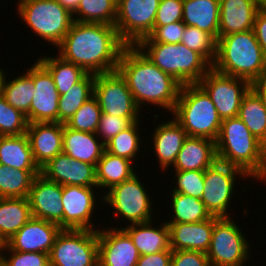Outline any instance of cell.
Instances as JSON below:
<instances>
[{
	"label": "cell",
	"instance_id": "28",
	"mask_svg": "<svg viewBox=\"0 0 266 266\" xmlns=\"http://www.w3.org/2000/svg\"><path fill=\"white\" fill-rule=\"evenodd\" d=\"M219 17V0H183V23L209 33L216 41Z\"/></svg>",
	"mask_w": 266,
	"mask_h": 266
},
{
	"label": "cell",
	"instance_id": "25",
	"mask_svg": "<svg viewBox=\"0 0 266 266\" xmlns=\"http://www.w3.org/2000/svg\"><path fill=\"white\" fill-rule=\"evenodd\" d=\"M187 137L186 131L174 118L158 124L152 135L155 151L151 152H156L161 170L166 171L168 166L174 165L178 152Z\"/></svg>",
	"mask_w": 266,
	"mask_h": 266
},
{
	"label": "cell",
	"instance_id": "10",
	"mask_svg": "<svg viewBox=\"0 0 266 266\" xmlns=\"http://www.w3.org/2000/svg\"><path fill=\"white\" fill-rule=\"evenodd\" d=\"M160 0H117L115 27L126 45H136L153 30Z\"/></svg>",
	"mask_w": 266,
	"mask_h": 266
},
{
	"label": "cell",
	"instance_id": "2",
	"mask_svg": "<svg viewBox=\"0 0 266 266\" xmlns=\"http://www.w3.org/2000/svg\"><path fill=\"white\" fill-rule=\"evenodd\" d=\"M117 71L126 80L140 110L145 102L173 112L182 85L154 65L136 45L125 46Z\"/></svg>",
	"mask_w": 266,
	"mask_h": 266
},
{
	"label": "cell",
	"instance_id": "36",
	"mask_svg": "<svg viewBox=\"0 0 266 266\" xmlns=\"http://www.w3.org/2000/svg\"><path fill=\"white\" fill-rule=\"evenodd\" d=\"M52 75L60 95L79 82L87 73L78 65L58 57H44L38 60Z\"/></svg>",
	"mask_w": 266,
	"mask_h": 266
},
{
	"label": "cell",
	"instance_id": "50",
	"mask_svg": "<svg viewBox=\"0 0 266 266\" xmlns=\"http://www.w3.org/2000/svg\"><path fill=\"white\" fill-rule=\"evenodd\" d=\"M172 250L142 255L136 266H171Z\"/></svg>",
	"mask_w": 266,
	"mask_h": 266
},
{
	"label": "cell",
	"instance_id": "42",
	"mask_svg": "<svg viewBox=\"0 0 266 266\" xmlns=\"http://www.w3.org/2000/svg\"><path fill=\"white\" fill-rule=\"evenodd\" d=\"M26 115L12 107L0 94V136L26 134Z\"/></svg>",
	"mask_w": 266,
	"mask_h": 266
},
{
	"label": "cell",
	"instance_id": "39",
	"mask_svg": "<svg viewBox=\"0 0 266 266\" xmlns=\"http://www.w3.org/2000/svg\"><path fill=\"white\" fill-rule=\"evenodd\" d=\"M138 121L133 122L129 127L114 136L105 144V151L114 156L124 157L133 161L140 151V137L138 136Z\"/></svg>",
	"mask_w": 266,
	"mask_h": 266
},
{
	"label": "cell",
	"instance_id": "47",
	"mask_svg": "<svg viewBox=\"0 0 266 266\" xmlns=\"http://www.w3.org/2000/svg\"><path fill=\"white\" fill-rule=\"evenodd\" d=\"M183 0H160L154 26L182 21Z\"/></svg>",
	"mask_w": 266,
	"mask_h": 266
},
{
	"label": "cell",
	"instance_id": "35",
	"mask_svg": "<svg viewBox=\"0 0 266 266\" xmlns=\"http://www.w3.org/2000/svg\"><path fill=\"white\" fill-rule=\"evenodd\" d=\"M238 117L259 141L266 135V109L252 88L242 98Z\"/></svg>",
	"mask_w": 266,
	"mask_h": 266
},
{
	"label": "cell",
	"instance_id": "54",
	"mask_svg": "<svg viewBox=\"0 0 266 266\" xmlns=\"http://www.w3.org/2000/svg\"><path fill=\"white\" fill-rule=\"evenodd\" d=\"M5 70H2V68H0V94H1V88H2V82H3V79L4 77H6L5 73L4 72Z\"/></svg>",
	"mask_w": 266,
	"mask_h": 266
},
{
	"label": "cell",
	"instance_id": "53",
	"mask_svg": "<svg viewBox=\"0 0 266 266\" xmlns=\"http://www.w3.org/2000/svg\"><path fill=\"white\" fill-rule=\"evenodd\" d=\"M62 7L72 15L77 11L80 0H56Z\"/></svg>",
	"mask_w": 266,
	"mask_h": 266
},
{
	"label": "cell",
	"instance_id": "38",
	"mask_svg": "<svg viewBox=\"0 0 266 266\" xmlns=\"http://www.w3.org/2000/svg\"><path fill=\"white\" fill-rule=\"evenodd\" d=\"M73 15L78 22L115 25L117 0H80Z\"/></svg>",
	"mask_w": 266,
	"mask_h": 266
},
{
	"label": "cell",
	"instance_id": "9",
	"mask_svg": "<svg viewBox=\"0 0 266 266\" xmlns=\"http://www.w3.org/2000/svg\"><path fill=\"white\" fill-rule=\"evenodd\" d=\"M249 245L231 217L218 218L206 253L210 266H243L249 258Z\"/></svg>",
	"mask_w": 266,
	"mask_h": 266
},
{
	"label": "cell",
	"instance_id": "17",
	"mask_svg": "<svg viewBox=\"0 0 266 266\" xmlns=\"http://www.w3.org/2000/svg\"><path fill=\"white\" fill-rule=\"evenodd\" d=\"M27 198L34 218L57 223L63 229L62 185L39 174Z\"/></svg>",
	"mask_w": 266,
	"mask_h": 266
},
{
	"label": "cell",
	"instance_id": "37",
	"mask_svg": "<svg viewBox=\"0 0 266 266\" xmlns=\"http://www.w3.org/2000/svg\"><path fill=\"white\" fill-rule=\"evenodd\" d=\"M171 195L174 216L166 223H197L212 217L201 199L178 192Z\"/></svg>",
	"mask_w": 266,
	"mask_h": 266
},
{
	"label": "cell",
	"instance_id": "45",
	"mask_svg": "<svg viewBox=\"0 0 266 266\" xmlns=\"http://www.w3.org/2000/svg\"><path fill=\"white\" fill-rule=\"evenodd\" d=\"M185 26L183 21L173 22L163 26H154L152 32L138 43L178 44L182 40Z\"/></svg>",
	"mask_w": 266,
	"mask_h": 266
},
{
	"label": "cell",
	"instance_id": "14",
	"mask_svg": "<svg viewBox=\"0 0 266 266\" xmlns=\"http://www.w3.org/2000/svg\"><path fill=\"white\" fill-rule=\"evenodd\" d=\"M198 84L210 96L222 120L238 116L242 98L251 88L247 80L221 74L213 68Z\"/></svg>",
	"mask_w": 266,
	"mask_h": 266
},
{
	"label": "cell",
	"instance_id": "33",
	"mask_svg": "<svg viewBox=\"0 0 266 266\" xmlns=\"http://www.w3.org/2000/svg\"><path fill=\"white\" fill-rule=\"evenodd\" d=\"M95 75L87 73L79 82L60 95L58 102V122L65 124L75 112L93 96Z\"/></svg>",
	"mask_w": 266,
	"mask_h": 266
},
{
	"label": "cell",
	"instance_id": "7",
	"mask_svg": "<svg viewBox=\"0 0 266 266\" xmlns=\"http://www.w3.org/2000/svg\"><path fill=\"white\" fill-rule=\"evenodd\" d=\"M18 1V14L25 24L57 47L71 28L74 16L56 0Z\"/></svg>",
	"mask_w": 266,
	"mask_h": 266
},
{
	"label": "cell",
	"instance_id": "31",
	"mask_svg": "<svg viewBox=\"0 0 266 266\" xmlns=\"http://www.w3.org/2000/svg\"><path fill=\"white\" fill-rule=\"evenodd\" d=\"M132 162L104 151L96 165L97 189L104 187L110 190L115 185L132 178L137 173L133 170Z\"/></svg>",
	"mask_w": 266,
	"mask_h": 266
},
{
	"label": "cell",
	"instance_id": "20",
	"mask_svg": "<svg viewBox=\"0 0 266 266\" xmlns=\"http://www.w3.org/2000/svg\"><path fill=\"white\" fill-rule=\"evenodd\" d=\"M62 228L54 222L32 217L5 244L18 252L50 253Z\"/></svg>",
	"mask_w": 266,
	"mask_h": 266
},
{
	"label": "cell",
	"instance_id": "6",
	"mask_svg": "<svg viewBox=\"0 0 266 266\" xmlns=\"http://www.w3.org/2000/svg\"><path fill=\"white\" fill-rule=\"evenodd\" d=\"M215 145L218 161L243 170L249 177L258 169L260 141L238 116L222 120Z\"/></svg>",
	"mask_w": 266,
	"mask_h": 266
},
{
	"label": "cell",
	"instance_id": "29",
	"mask_svg": "<svg viewBox=\"0 0 266 266\" xmlns=\"http://www.w3.org/2000/svg\"><path fill=\"white\" fill-rule=\"evenodd\" d=\"M0 164L13 169L41 170L34 160L26 134L0 136Z\"/></svg>",
	"mask_w": 266,
	"mask_h": 266
},
{
	"label": "cell",
	"instance_id": "5",
	"mask_svg": "<svg viewBox=\"0 0 266 266\" xmlns=\"http://www.w3.org/2000/svg\"><path fill=\"white\" fill-rule=\"evenodd\" d=\"M136 46L154 65L172 76L182 86L198 84L212 68L201 54L189 49L181 42L178 44L137 43Z\"/></svg>",
	"mask_w": 266,
	"mask_h": 266
},
{
	"label": "cell",
	"instance_id": "32",
	"mask_svg": "<svg viewBox=\"0 0 266 266\" xmlns=\"http://www.w3.org/2000/svg\"><path fill=\"white\" fill-rule=\"evenodd\" d=\"M33 66L22 76L6 81L4 77L1 88V95L12 107L27 115L30 111V104L33 99Z\"/></svg>",
	"mask_w": 266,
	"mask_h": 266
},
{
	"label": "cell",
	"instance_id": "21",
	"mask_svg": "<svg viewBox=\"0 0 266 266\" xmlns=\"http://www.w3.org/2000/svg\"><path fill=\"white\" fill-rule=\"evenodd\" d=\"M63 129L64 124L59 122L28 123L26 135L40 169L62 153Z\"/></svg>",
	"mask_w": 266,
	"mask_h": 266
},
{
	"label": "cell",
	"instance_id": "13",
	"mask_svg": "<svg viewBox=\"0 0 266 266\" xmlns=\"http://www.w3.org/2000/svg\"><path fill=\"white\" fill-rule=\"evenodd\" d=\"M93 96L102 113L125 118H140L139 110L126 80L118 71L96 74Z\"/></svg>",
	"mask_w": 266,
	"mask_h": 266
},
{
	"label": "cell",
	"instance_id": "55",
	"mask_svg": "<svg viewBox=\"0 0 266 266\" xmlns=\"http://www.w3.org/2000/svg\"><path fill=\"white\" fill-rule=\"evenodd\" d=\"M5 243L4 241L0 238V256L2 255L1 253H3L2 251L5 250Z\"/></svg>",
	"mask_w": 266,
	"mask_h": 266
},
{
	"label": "cell",
	"instance_id": "49",
	"mask_svg": "<svg viewBox=\"0 0 266 266\" xmlns=\"http://www.w3.org/2000/svg\"><path fill=\"white\" fill-rule=\"evenodd\" d=\"M253 31L266 57V5H263L257 11Z\"/></svg>",
	"mask_w": 266,
	"mask_h": 266
},
{
	"label": "cell",
	"instance_id": "8",
	"mask_svg": "<svg viewBox=\"0 0 266 266\" xmlns=\"http://www.w3.org/2000/svg\"><path fill=\"white\" fill-rule=\"evenodd\" d=\"M50 266H98V230L62 229L49 253Z\"/></svg>",
	"mask_w": 266,
	"mask_h": 266
},
{
	"label": "cell",
	"instance_id": "26",
	"mask_svg": "<svg viewBox=\"0 0 266 266\" xmlns=\"http://www.w3.org/2000/svg\"><path fill=\"white\" fill-rule=\"evenodd\" d=\"M97 138L99 139L96 133L76 131L64 124L62 152L70 158L96 167L105 151V144Z\"/></svg>",
	"mask_w": 266,
	"mask_h": 266
},
{
	"label": "cell",
	"instance_id": "40",
	"mask_svg": "<svg viewBox=\"0 0 266 266\" xmlns=\"http://www.w3.org/2000/svg\"><path fill=\"white\" fill-rule=\"evenodd\" d=\"M102 111L97 99L89 98L65 123L68 128L82 132L96 133Z\"/></svg>",
	"mask_w": 266,
	"mask_h": 266
},
{
	"label": "cell",
	"instance_id": "41",
	"mask_svg": "<svg viewBox=\"0 0 266 266\" xmlns=\"http://www.w3.org/2000/svg\"><path fill=\"white\" fill-rule=\"evenodd\" d=\"M181 43L201 54L211 65L216 59L217 41L197 27L185 26Z\"/></svg>",
	"mask_w": 266,
	"mask_h": 266
},
{
	"label": "cell",
	"instance_id": "1",
	"mask_svg": "<svg viewBox=\"0 0 266 266\" xmlns=\"http://www.w3.org/2000/svg\"><path fill=\"white\" fill-rule=\"evenodd\" d=\"M125 46L114 25L74 21L57 47L63 60L96 75L117 71Z\"/></svg>",
	"mask_w": 266,
	"mask_h": 266
},
{
	"label": "cell",
	"instance_id": "4",
	"mask_svg": "<svg viewBox=\"0 0 266 266\" xmlns=\"http://www.w3.org/2000/svg\"><path fill=\"white\" fill-rule=\"evenodd\" d=\"M187 136L216 141L222 119L210 96L199 84L183 85L172 112Z\"/></svg>",
	"mask_w": 266,
	"mask_h": 266
},
{
	"label": "cell",
	"instance_id": "52",
	"mask_svg": "<svg viewBox=\"0 0 266 266\" xmlns=\"http://www.w3.org/2000/svg\"><path fill=\"white\" fill-rule=\"evenodd\" d=\"M251 88L260 96L266 109V74L251 84Z\"/></svg>",
	"mask_w": 266,
	"mask_h": 266
},
{
	"label": "cell",
	"instance_id": "19",
	"mask_svg": "<svg viewBox=\"0 0 266 266\" xmlns=\"http://www.w3.org/2000/svg\"><path fill=\"white\" fill-rule=\"evenodd\" d=\"M40 174L62 186L74 185L97 188L96 167L90 163L70 158L63 152L44 165Z\"/></svg>",
	"mask_w": 266,
	"mask_h": 266
},
{
	"label": "cell",
	"instance_id": "46",
	"mask_svg": "<svg viewBox=\"0 0 266 266\" xmlns=\"http://www.w3.org/2000/svg\"><path fill=\"white\" fill-rule=\"evenodd\" d=\"M135 121H139V118H125L102 113L96 135H99V139H103L102 142L106 144Z\"/></svg>",
	"mask_w": 266,
	"mask_h": 266
},
{
	"label": "cell",
	"instance_id": "27",
	"mask_svg": "<svg viewBox=\"0 0 266 266\" xmlns=\"http://www.w3.org/2000/svg\"><path fill=\"white\" fill-rule=\"evenodd\" d=\"M151 223H134L122 228L130 236L140 256L171 250L167 223H163L160 228L152 227Z\"/></svg>",
	"mask_w": 266,
	"mask_h": 266
},
{
	"label": "cell",
	"instance_id": "15",
	"mask_svg": "<svg viewBox=\"0 0 266 266\" xmlns=\"http://www.w3.org/2000/svg\"><path fill=\"white\" fill-rule=\"evenodd\" d=\"M33 99L26 115L28 123L58 122L60 94L50 72L38 61L33 65Z\"/></svg>",
	"mask_w": 266,
	"mask_h": 266
},
{
	"label": "cell",
	"instance_id": "51",
	"mask_svg": "<svg viewBox=\"0 0 266 266\" xmlns=\"http://www.w3.org/2000/svg\"><path fill=\"white\" fill-rule=\"evenodd\" d=\"M250 177L266 181V135L260 140L258 169Z\"/></svg>",
	"mask_w": 266,
	"mask_h": 266
},
{
	"label": "cell",
	"instance_id": "34",
	"mask_svg": "<svg viewBox=\"0 0 266 266\" xmlns=\"http://www.w3.org/2000/svg\"><path fill=\"white\" fill-rule=\"evenodd\" d=\"M40 172L13 169L0 164V198L28 197L32 183Z\"/></svg>",
	"mask_w": 266,
	"mask_h": 266
},
{
	"label": "cell",
	"instance_id": "18",
	"mask_svg": "<svg viewBox=\"0 0 266 266\" xmlns=\"http://www.w3.org/2000/svg\"><path fill=\"white\" fill-rule=\"evenodd\" d=\"M107 229H98V266H136L140 254L130 236L121 228Z\"/></svg>",
	"mask_w": 266,
	"mask_h": 266
},
{
	"label": "cell",
	"instance_id": "44",
	"mask_svg": "<svg viewBox=\"0 0 266 266\" xmlns=\"http://www.w3.org/2000/svg\"><path fill=\"white\" fill-rule=\"evenodd\" d=\"M4 249L9 251L7 255L0 256L1 266H50L49 254L43 252H18L11 250L6 244Z\"/></svg>",
	"mask_w": 266,
	"mask_h": 266
},
{
	"label": "cell",
	"instance_id": "11",
	"mask_svg": "<svg viewBox=\"0 0 266 266\" xmlns=\"http://www.w3.org/2000/svg\"><path fill=\"white\" fill-rule=\"evenodd\" d=\"M237 174L244 178L249 177L243 170L218 160L205 170L204 192L201 201L211 216L219 218L231 216L226 212L229 203H232L230 199L235 192L233 190Z\"/></svg>",
	"mask_w": 266,
	"mask_h": 266
},
{
	"label": "cell",
	"instance_id": "48",
	"mask_svg": "<svg viewBox=\"0 0 266 266\" xmlns=\"http://www.w3.org/2000/svg\"><path fill=\"white\" fill-rule=\"evenodd\" d=\"M171 266H210V264L206 253L172 250Z\"/></svg>",
	"mask_w": 266,
	"mask_h": 266
},
{
	"label": "cell",
	"instance_id": "22",
	"mask_svg": "<svg viewBox=\"0 0 266 266\" xmlns=\"http://www.w3.org/2000/svg\"><path fill=\"white\" fill-rule=\"evenodd\" d=\"M219 217L197 223H167L170 230L171 250L200 251L207 253L215 221Z\"/></svg>",
	"mask_w": 266,
	"mask_h": 266
},
{
	"label": "cell",
	"instance_id": "23",
	"mask_svg": "<svg viewBox=\"0 0 266 266\" xmlns=\"http://www.w3.org/2000/svg\"><path fill=\"white\" fill-rule=\"evenodd\" d=\"M218 39L222 36L252 30L257 11L263 6L258 0H219Z\"/></svg>",
	"mask_w": 266,
	"mask_h": 266
},
{
	"label": "cell",
	"instance_id": "16",
	"mask_svg": "<svg viewBox=\"0 0 266 266\" xmlns=\"http://www.w3.org/2000/svg\"><path fill=\"white\" fill-rule=\"evenodd\" d=\"M93 190V187L62 186L63 229L98 230L91 222L96 209Z\"/></svg>",
	"mask_w": 266,
	"mask_h": 266
},
{
	"label": "cell",
	"instance_id": "43",
	"mask_svg": "<svg viewBox=\"0 0 266 266\" xmlns=\"http://www.w3.org/2000/svg\"><path fill=\"white\" fill-rule=\"evenodd\" d=\"M176 184L172 192L201 199L204 192V170L175 171Z\"/></svg>",
	"mask_w": 266,
	"mask_h": 266
},
{
	"label": "cell",
	"instance_id": "12",
	"mask_svg": "<svg viewBox=\"0 0 266 266\" xmlns=\"http://www.w3.org/2000/svg\"><path fill=\"white\" fill-rule=\"evenodd\" d=\"M136 175L112 187L102 198L103 202L117 211L116 217L122 216L128 222L131 221L130 224L152 221V203L143 183Z\"/></svg>",
	"mask_w": 266,
	"mask_h": 266
},
{
	"label": "cell",
	"instance_id": "30",
	"mask_svg": "<svg viewBox=\"0 0 266 266\" xmlns=\"http://www.w3.org/2000/svg\"><path fill=\"white\" fill-rule=\"evenodd\" d=\"M32 217L27 197L0 198V238L6 243Z\"/></svg>",
	"mask_w": 266,
	"mask_h": 266
},
{
	"label": "cell",
	"instance_id": "56",
	"mask_svg": "<svg viewBox=\"0 0 266 266\" xmlns=\"http://www.w3.org/2000/svg\"><path fill=\"white\" fill-rule=\"evenodd\" d=\"M262 5H266V0H258Z\"/></svg>",
	"mask_w": 266,
	"mask_h": 266
},
{
	"label": "cell",
	"instance_id": "3",
	"mask_svg": "<svg viewBox=\"0 0 266 266\" xmlns=\"http://www.w3.org/2000/svg\"><path fill=\"white\" fill-rule=\"evenodd\" d=\"M212 68L221 74L247 80L250 84L263 77L266 74V57L253 29L217 39Z\"/></svg>",
	"mask_w": 266,
	"mask_h": 266
},
{
	"label": "cell",
	"instance_id": "24",
	"mask_svg": "<svg viewBox=\"0 0 266 266\" xmlns=\"http://www.w3.org/2000/svg\"><path fill=\"white\" fill-rule=\"evenodd\" d=\"M217 161L215 141L188 136L173 165L175 171L206 170Z\"/></svg>",
	"mask_w": 266,
	"mask_h": 266
}]
</instances>
